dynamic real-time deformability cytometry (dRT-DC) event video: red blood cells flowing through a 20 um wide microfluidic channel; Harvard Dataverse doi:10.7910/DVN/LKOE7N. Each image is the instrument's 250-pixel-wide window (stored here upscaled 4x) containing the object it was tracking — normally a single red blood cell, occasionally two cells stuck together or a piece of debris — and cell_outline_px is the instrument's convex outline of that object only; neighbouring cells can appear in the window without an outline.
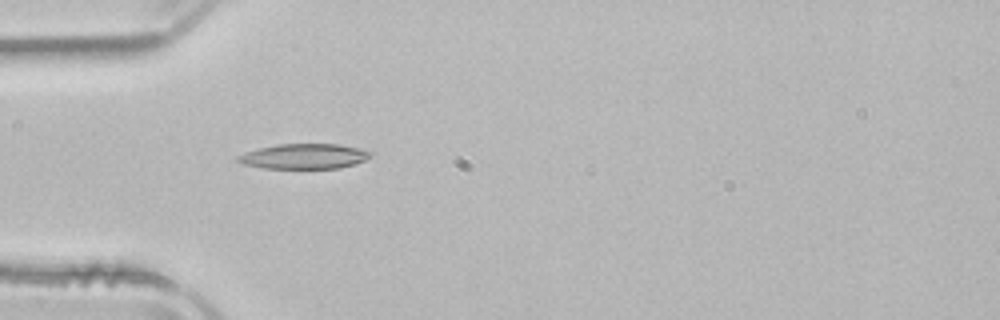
{"species": "common noctule bat (a hibernating species)", "species_latin": "Nyctalus noctula", "temperature_condition": "room temperature", "stored_images_in_passage": 37, "camera_frame_rate_fps": 3000, "um_per_image_px": 0.085, "animal": {"sex": "male", "body_mass_g": 21.5, "forearm_length_mm": 52.0}, "frame": {"image": 1, "passage_image": 1, "time_ms": 0.0, "image_size_px": [1000, 320], "cell_outline_px": [[372, 156], [356, 164], [340, 168], [264, 168], [244, 164], [236, 160], [236, 156], [244, 152], [276, 144], [340, 144], [372, 152]], "centroid_in_image_um": [25.84, 13.28], "position_along_channel_um": 59.2, "area_um2": 19.36}}
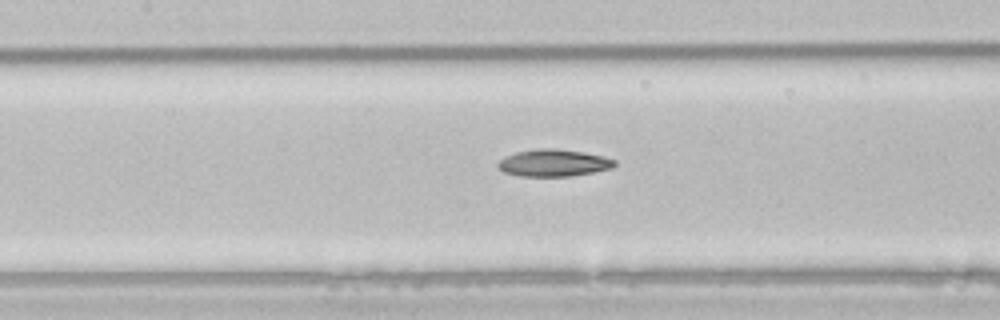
{"frame": {"image": 2, "passage_image": 9, "time_ms": 2.667, "image_size_px": [1000, 320], "cell_outline_px": [[616, 164], [612, 168], [592, 172], [568, 176], [520, 176], [504, 172], [496, 164], [504, 156], [516, 152], [540, 148], [556, 148], [584, 152], [604, 156], [616, 160]], "centroid_in_image_um": [47.05, 13.83], "position_along_channel_um": 160.3, "area_um2": 18.38}}
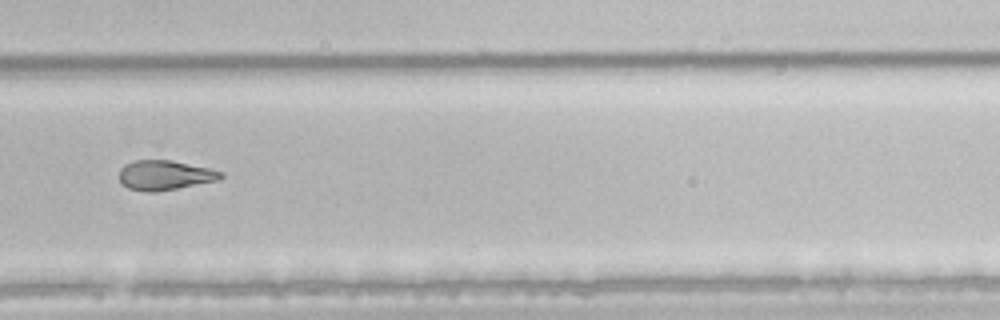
{"frame": {"image": 3, "passage_image": 21, "time_ms": 6.667, "image_size_px": [1000, 320], "cell_outline_px": [[224, 176], [220, 180], [156, 192], [148, 192], [128, 188], [120, 184], [120, 168], [124, 164], [136, 160], [172, 160], [208, 168], [224, 172]], "centroid_in_image_um": [14.01, 14.89], "position_along_channel_um": 315.8, "area_um2": 17.69}, "authors_computed_cell_mechanics": {"area_um2": 18.5538, "velocity_mm_per_s": 3.9138, "shape_relaxation_time_tau1_ms": null, "shape_relaxation_time_tau2_ms": 9.3631, "deformation_change_tau1": null, "deformation_change_tau2": 0.2087}}